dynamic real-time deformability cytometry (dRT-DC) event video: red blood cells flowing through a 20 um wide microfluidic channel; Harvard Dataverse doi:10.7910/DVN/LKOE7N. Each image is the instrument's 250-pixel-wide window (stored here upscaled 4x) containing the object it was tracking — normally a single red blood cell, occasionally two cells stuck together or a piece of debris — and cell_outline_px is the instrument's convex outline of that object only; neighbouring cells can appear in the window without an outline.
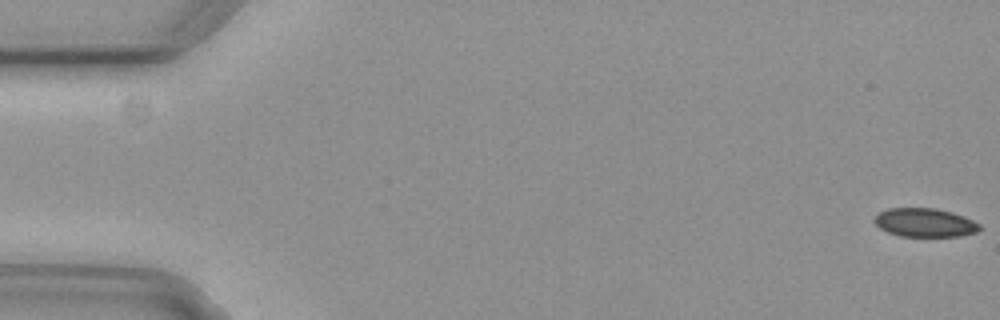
{"species": "common noctule bat (a hibernating species)", "species_latin": "Nyctalus noctula", "temperature_condition": "cold", "stored_images_in_passage": 7, "camera_frame_rate_fps": 3000, "um_per_image_px": 0.085, "animal": {"sex": "female", "body_mass_g": 29.2, "forearm_length_mm": 56.3}, "frame": {"image": 1, "passage_image": 1, "time_ms": 0.0, "image_size_px": [1000, 320], "cell_outline_px": [[980, 228], [976, 232], [960, 236], [900, 236], [888, 232], [880, 228], [872, 220], [880, 212], [888, 208], [936, 208], [952, 212], [964, 216], [980, 224]], "centroid_in_image_um": [78.6, 18.91], "position_along_channel_um": 6.4, "area_um2": 17.51}}